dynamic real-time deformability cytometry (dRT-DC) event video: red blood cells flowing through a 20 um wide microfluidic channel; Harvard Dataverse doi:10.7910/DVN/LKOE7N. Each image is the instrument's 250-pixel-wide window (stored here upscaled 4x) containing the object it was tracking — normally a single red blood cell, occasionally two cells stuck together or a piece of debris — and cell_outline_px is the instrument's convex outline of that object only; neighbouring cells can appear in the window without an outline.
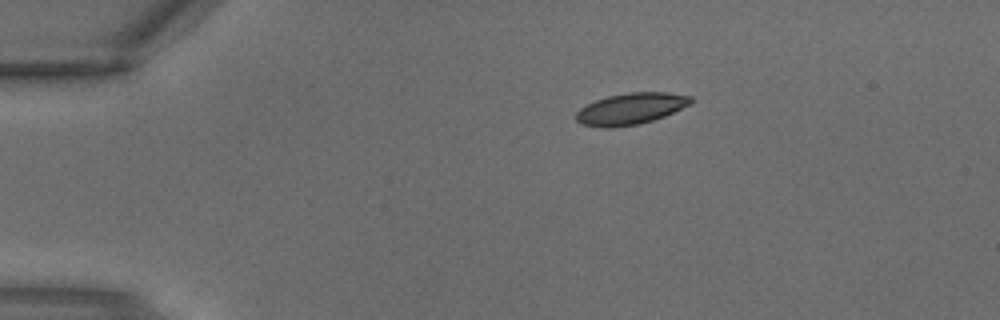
{"species": "common noctule bat (a hibernating species)", "species_latin": "Nyctalus noctula", "temperature_condition": "warm", "stored_images_in_passage": 3, "camera_frame_rate_fps": 3000, "um_per_image_px": 0.085, "animal": {"sex": "male", "body_mass_g": 18.8}, "frame": {"image": 1, "passage_image": 3, "time_ms": 0.667, "image_size_px": [1000, 320], "cell_outline_px": [[692, 104], [664, 116], [640, 124], [612, 128], [604, 128], [580, 124], [576, 120], [576, 112], [580, 108], [596, 100], [608, 96], [628, 92], [668, 92], [692, 96]], "centroid_in_image_um": [53.62, 9.24], "position_along_channel_um": 31.4, "area_um2": 21.15}}